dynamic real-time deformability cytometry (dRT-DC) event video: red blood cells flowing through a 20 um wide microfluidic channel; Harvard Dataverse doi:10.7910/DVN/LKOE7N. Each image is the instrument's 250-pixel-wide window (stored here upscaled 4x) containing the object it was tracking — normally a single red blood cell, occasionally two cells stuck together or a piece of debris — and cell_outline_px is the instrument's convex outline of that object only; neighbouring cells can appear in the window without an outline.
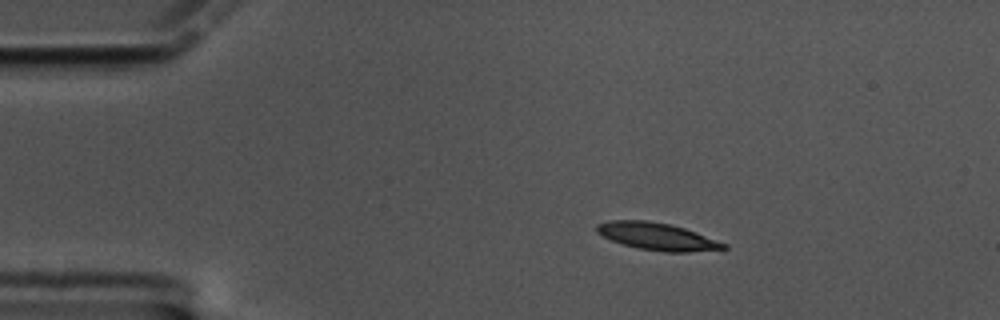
{"species": "common noctule bat (a hibernating species)", "species_latin": "Nyctalus noctula", "temperature_condition": "cold", "stored_images_in_passage": 51, "camera_frame_rate_fps": 3000, "um_per_image_px": 0.085, "animal": {"sex": "male", "body_mass_g": 17.5, "forearm_length_mm": 52.3}, "frame": {"image": 1, "passage_image": 1, "time_ms": 0.0, "image_size_px": [1000, 320], "cell_outline_px": [[728, 248], [688, 252], [664, 252], [640, 248], [624, 244], [612, 240], [596, 232], [596, 224], [608, 220], [648, 220], [668, 224], [684, 228], [696, 232], [728, 244]], "centroid_in_image_um": [55.86, 20.09], "position_along_channel_um": 29.1, "area_um2": 20.0}}
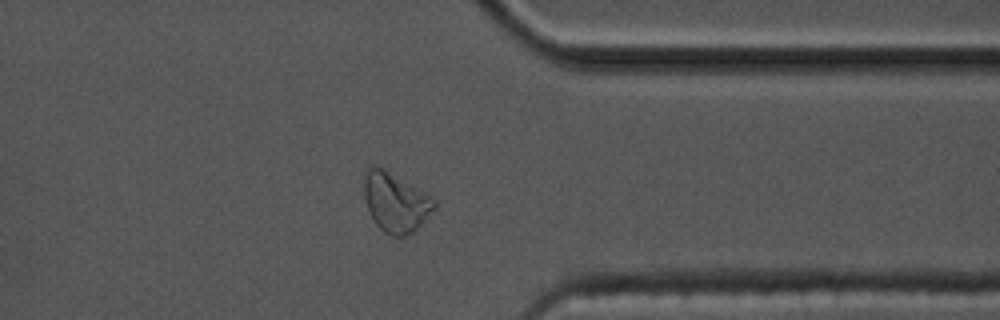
{"frame": {"image": 2, "passage_image": 38, "time_ms": 12.333, "image_size_px": [1000, 320], "cell_outline_px": [[436, 208], [412, 232], [404, 236], [392, 236], [384, 232], [376, 224], [368, 212], [364, 196], [364, 176], [368, 168], [376, 164], [432, 196], [436, 200]], "centroid_in_image_um": [33.61, 17.18], "position_along_channel_um": 377.8, "area_um2": 24.22}}
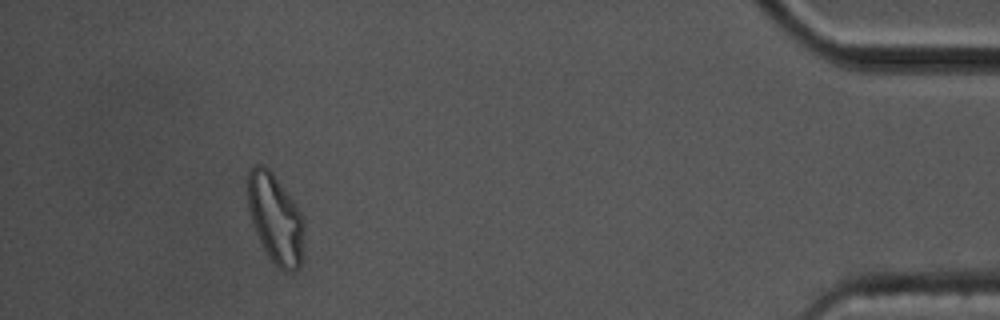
{"frame": {"image": 3, "passage_image": 46, "time_ms": 15.0, "image_size_px": [1000, 320], "cell_outline_px": [[304, 232], [300, 264], [296, 268], [280, 268], [268, 256], [252, 224], [248, 208], [248, 172], [256, 164], [264, 164], [272, 172], [292, 200], [300, 212], [304, 220]], "centroid_in_image_um": [23.39, 18.52], "position_along_channel_um": 411.8, "area_um2": 28.61}, "authors_computed_cell_mechanics": {"area_um2": 20.1722, "velocity_mm_per_s": 3.321, "shape_relaxation_time_tau1_ms": 6.0374, "shape_relaxation_time_tau2_ms": 8.3144, "deformation_change_tau1": 0.1911, "deformation_change_tau2": 0.156}}